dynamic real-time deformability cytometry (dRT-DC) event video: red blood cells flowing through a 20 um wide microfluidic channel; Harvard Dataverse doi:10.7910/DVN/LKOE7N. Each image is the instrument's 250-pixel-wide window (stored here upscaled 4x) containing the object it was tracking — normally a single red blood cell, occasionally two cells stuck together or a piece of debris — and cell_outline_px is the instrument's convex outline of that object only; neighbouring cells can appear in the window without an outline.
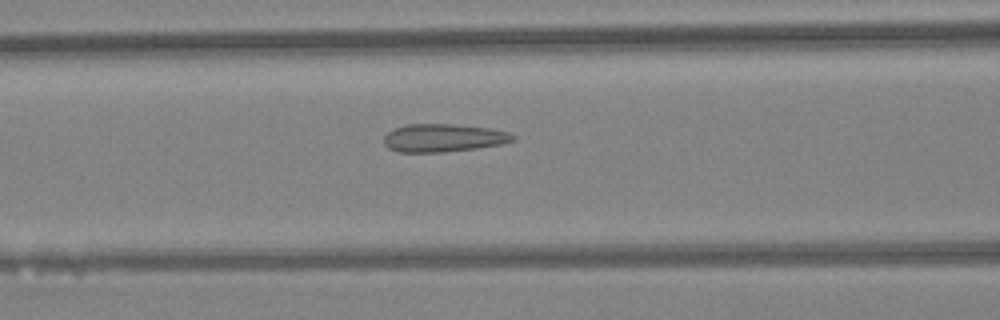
{"species": "Egyptian fruit bat (a non-hibernating species)", "species_latin": "Rousettus aegyptiacus", "temperature_condition": "warm", "stored_images_in_passage": 31, "camera_frame_rate_fps": 3000, "um_per_image_px": 0.085, "animal": {"sex": "female"}, "frame": {"image": 1, "passage_image": 13, "time_ms": 4.0, "image_size_px": [1000, 320], "cell_outline_px": [[516, 136], [512, 140], [500, 144], [476, 148], [444, 152], [400, 152], [388, 148], [384, 144], [384, 136], [388, 132], [396, 128], [408, 124], [452, 124], [488, 128], [512, 132]], "centroid_in_image_um": [37.68, 11.72], "position_along_channel_um": 128.9, "area_um2": 20.92}}
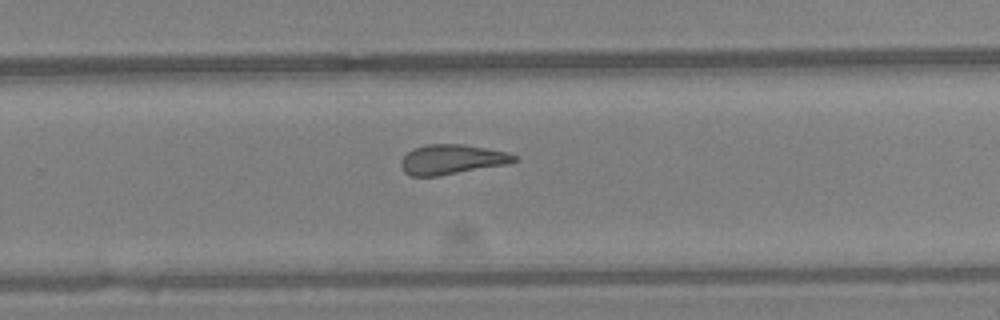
{"frame": {"image": 2, "passage_image": 24, "time_ms": 7.667, "image_size_px": [1000, 320], "cell_outline_px": [[516, 160], [508, 164], [436, 176], [412, 176], [404, 172], [400, 168], [400, 160], [412, 148], [428, 144], [464, 144], [508, 152], [516, 156]], "centroid_in_image_um": [38.37, 13.54], "position_along_channel_um": 291.4, "area_um2": 19.65}}
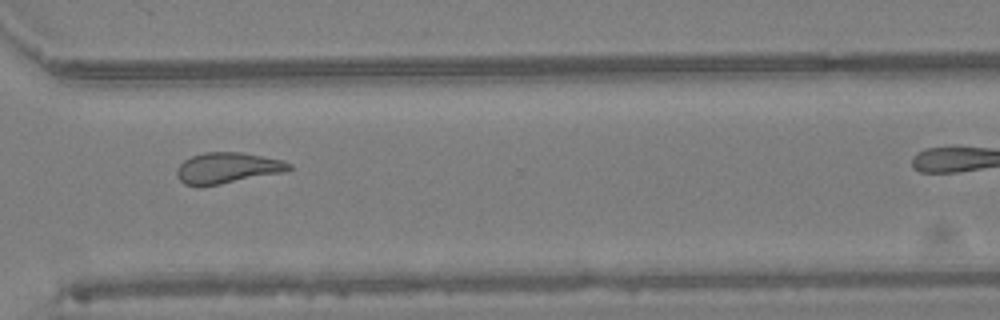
{"frame": {"image": 3, "passage_image": 28, "time_ms": 9.0, "image_size_px": [1000, 320], "cell_outline_px": [[292, 168], [284, 172], [200, 188], [184, 184], [180, 180], [176, 172], [176, 168], [184, 160], [192, 156], [204, 152], [240, 152], [284, 160], [292, 164]], "centroid_in_image_um": [19.31, 14.29], "position_along_channel_um": 351.3, "area_um2": 20.46}}